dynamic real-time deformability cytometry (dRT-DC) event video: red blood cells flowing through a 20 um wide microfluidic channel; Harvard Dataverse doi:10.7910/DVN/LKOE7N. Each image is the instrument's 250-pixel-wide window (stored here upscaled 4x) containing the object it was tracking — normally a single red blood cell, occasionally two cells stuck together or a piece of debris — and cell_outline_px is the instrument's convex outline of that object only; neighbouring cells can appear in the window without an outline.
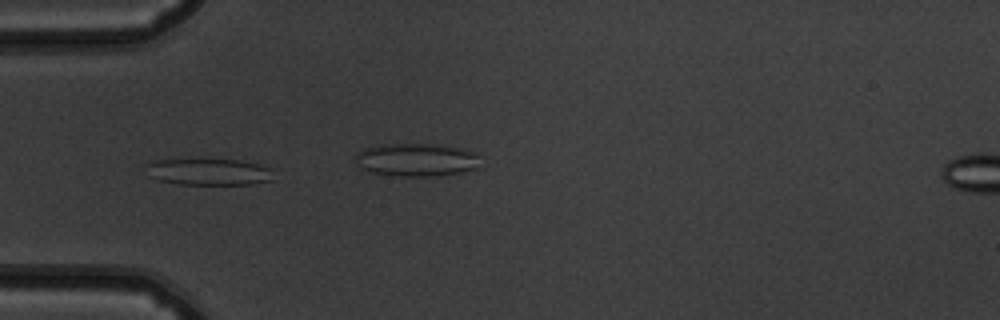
{"species": "common noctule bat (a hibernating species)", "species_latin": "Nyctalus noctula", "temperature_condition": "warm", "stored_images_in_passage": 38, "segment_of_instrument_passage": [1, 2], "camera_frame_rate_fps": 3000, "um_per_image_px": 0.085, "animal": {"sex": "male", "body_mass_g": 19.5, "forearm_length_mm": 54.6}, "frame": {"image": 1, "passage_image": 13, "time_ms": 4.0, "image_size_px": [1000, 320], "cell_outline_px": [[276, 180], [252, 184], [180, 184], [160, 180], [148, 176], [144, 164], [156, 160], [196, 156], [200, 156], [240, 160], [256, 164], [268, 168]], "centroid_in_image_um": [17.67, 14.55], "position_along_channel_um": 67.3, "area_um2": 20.87}}
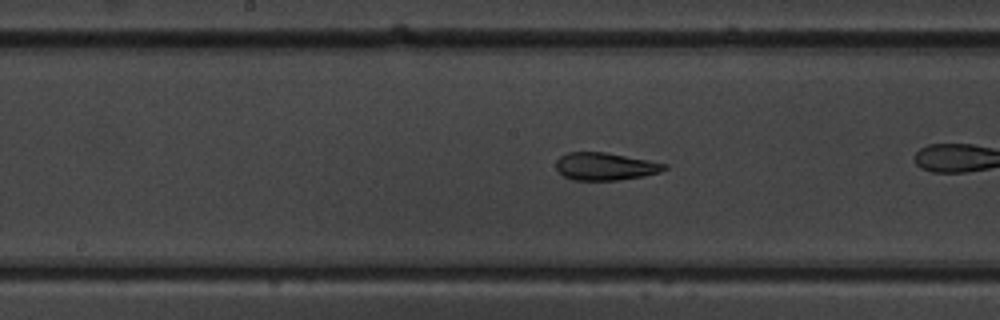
{"frame": {"image": 2, "passage_image": 23, "time_ms": 7.333, "image_size_px": [1000, 320], "cell_outline_px": [[668, 168], [660, 172], [644, 176], [620, 180], [572, 180], [564, 176], [556, 168], [556, 160], [560, 156], [568, 152], [604, 152], [648, 160], [668, 164]], "centroid_in_image_um": [51.45, 14.15], "position_along_channel_um": 196.7, "area_um2": 17.46}}
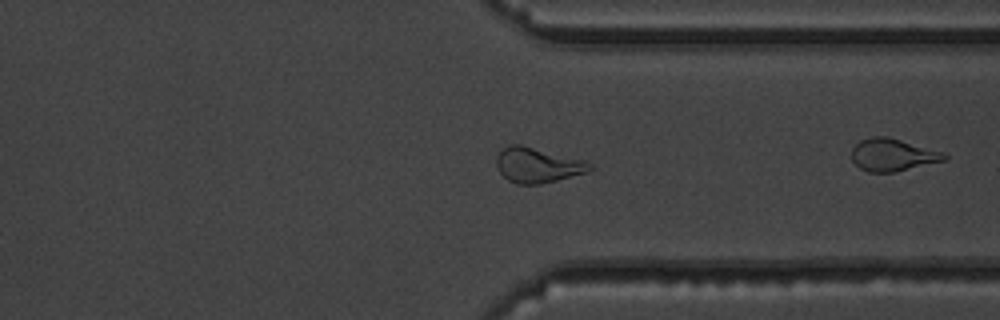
{"frame": {"image": 3, "passage_image": 36, "time_ms": 11.667, "image_size_px": [1000, 320], "cell_outline_px": [[596, 168], [588, 172], [540, 184], [516, 184], [508, 180], [500, 172], [496, 164], [496, 156], [508, 144], [520, 144], [588, 160]], "centroid_in_image_um": [45.75, 14.02], "position_along_channel_um": 365.7, "area_um2": 19.36}}